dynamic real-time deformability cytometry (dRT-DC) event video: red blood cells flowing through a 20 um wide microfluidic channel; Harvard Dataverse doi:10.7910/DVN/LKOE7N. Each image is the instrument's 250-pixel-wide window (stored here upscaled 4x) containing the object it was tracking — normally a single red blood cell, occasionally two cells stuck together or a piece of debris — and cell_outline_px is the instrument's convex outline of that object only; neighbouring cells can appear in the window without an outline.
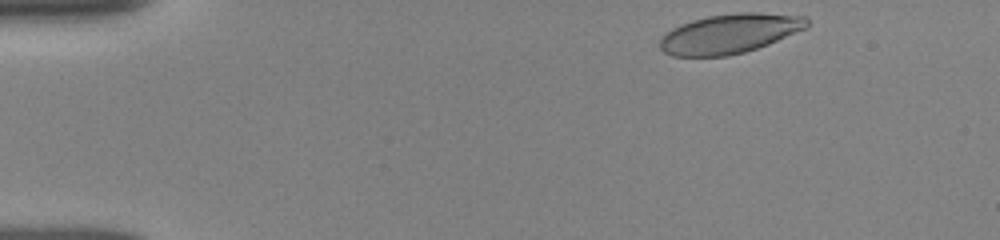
{"species": "human", "species_latin": "Homo sapiens", "temperature_condition": "room temperature", "stored_images_in_passage": 26, "camera_frame_rate_fps": 3000, "um_per_image_px": 0.085, "donor": {"sex": "female"}, "frame": {"image": 1, "passage_image": 1, "time_ms": 0.0, "image_size_px": [1000, 240], "cell_outline_px": [[808, 28], [768, 44], [744, 52], [728, 56], [672, 56], [664, 52], [660, 48], [660, 40], [672, 28], [680, 24], [692, 20], [708, 16], [740, 12], [756, 12], [808, 16]], "centroid_in_image_um": [62.06, 2.85], "position_along_channel_um": 22.9, "area_um2": 33.87}}
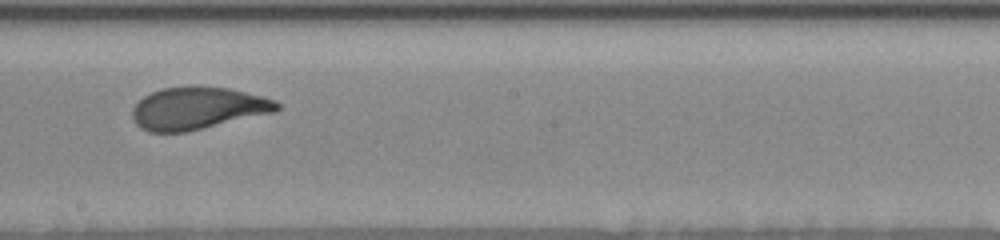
{"frame": {"image": 2, "passage_image": 14, "time_ms": 7.667, "image_size_px": [1000, 240], "cell_outline_px": [[280, 108], [276, 112], [184, 132], [148, 132], [140, 128], [136, 124], [132, 116], [132, 108], [144, 96], [160, 88], [188, 84], [232, 88], [276, 100], [280, 104]], "centroid_in_image_um": [16.8, 9.17], "position_along_channel_um": 231.4, "area_um2": 36.18}}
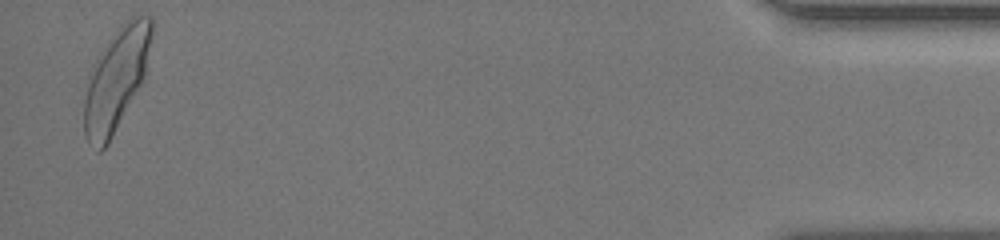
{"frame": {"image": 3, "passage_image": 26, "time_ms": 14.667, "image_size_px": [1000, 240], "cell_outline_px": [[152, 32], [144, 76], [140, 84], [108, 144], [100, 152], [88, 144], [84, 136], [84, 100], [88, 84], [100, 60], [112, 40], [124, 24], [132, 16], [152, 16]], "centroid_in_image_um": [9.89, 6.87], "position_along_channel_um": 425.3, "area_um2": 37.74}, "authors_computed_cell_mechanics": {"area_um2": 35.5181, "velocity_mm_per_s": 3.8747, "shape_relaxation_time_tau1_ms": 3.0478, "shape_relaxation_time_tau2_ms": 0.8972, "deformation_change_tau1": 0.1819, "deformation_change_tau2": 0.0659}}